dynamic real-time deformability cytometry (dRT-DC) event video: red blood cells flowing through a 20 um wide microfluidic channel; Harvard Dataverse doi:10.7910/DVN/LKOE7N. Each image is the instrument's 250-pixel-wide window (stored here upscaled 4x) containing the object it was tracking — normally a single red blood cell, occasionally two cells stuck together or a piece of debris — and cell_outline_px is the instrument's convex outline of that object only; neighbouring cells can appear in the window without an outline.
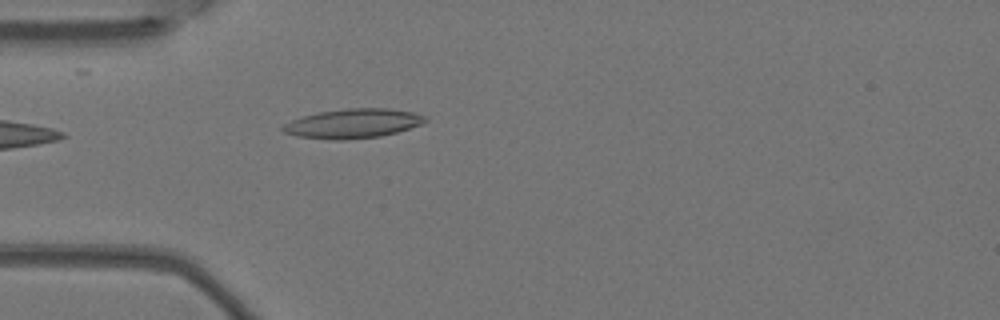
{"species": "Egyptian fruit bat (a non-hibernating species)", "species_latin": "Rousettus aegyptiacus", "temperature_condition": "warm", "stored_images_in_passage": 2, "camera_frame_rate_fps": 3000, "um_per_image_px": 0.085, "animal": {"sex": "female"}, "frame": {"image": 1, "passage_image": 2, "time_ms": 0.333, "image_size_px": [1000, 320], "cell_outline_px": [[428, 120], [420, 124], [396, 132], [380, 136], [344, 140], [332, 140], [296, 136], [284, 132], [280, 128], [284, 124], [292, 120], [316, 112], [344, 108], [388, 108], [416, 112], [428, 116]], "centroid_in_image_um": [30.01, 10.48], "position_along_channel_um": 55.0, "area_um2": 24.51}}